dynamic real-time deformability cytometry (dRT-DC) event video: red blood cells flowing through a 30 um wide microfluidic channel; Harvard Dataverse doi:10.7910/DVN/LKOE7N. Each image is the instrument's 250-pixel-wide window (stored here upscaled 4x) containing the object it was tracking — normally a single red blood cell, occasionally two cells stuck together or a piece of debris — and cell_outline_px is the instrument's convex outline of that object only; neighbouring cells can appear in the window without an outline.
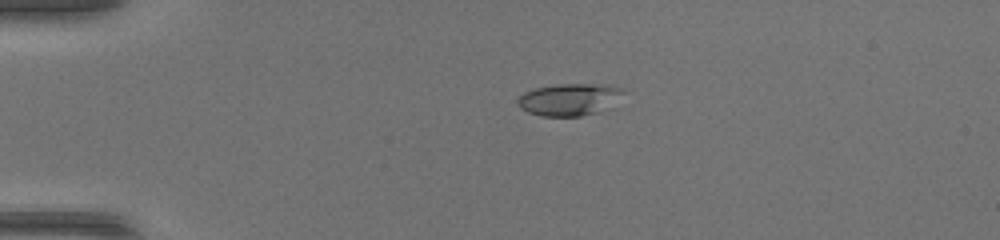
{"species": "common noctule bat (a hibernating species)", "species_latin": "Nyctalus noctula", "temperature_condition": "warm", "stored_images_in_passage": 37, "camera_frame_rate_fps": 3000, "um_per_image_px": 0.085, "animal": {"sex": "female", "body_mass_g": 17.0, "forearm_length_mm": 48.0}, "frame": {"image": 1, "passage_image": 1, "time_ms": 0.0, "image_size_px": [1000, 240], "cell_outline_px": [[624, 88], [616, 108], [600, 112], [580, 116], [540, 116], [528, 112], [520, 108], [516, 100], [524, 92], [536, 88], [556, 84], [608, 84]], "centroid_in_image_um": [48.48, 8.46], "position_along_channel_um": 36.5, "area_um2": 20.35}}
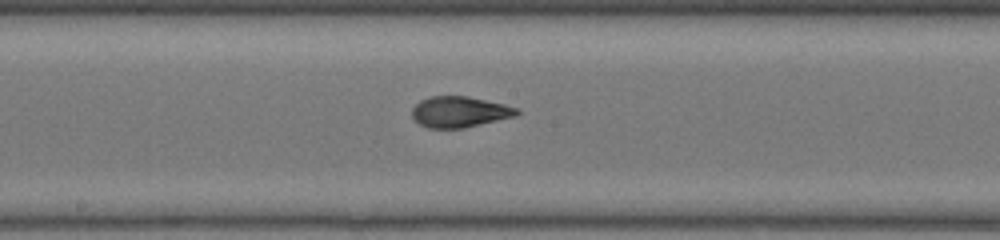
{"frame": {"image": 2, "passage_image": 16, "time_ms": 5.0, "image_size_px": [1000, 240], "cell_outline_px": [[520, 112], [516, 116], [464, 128], [428, 128], [420, 124], [412, 116], [412, 108], [420, 100], [432, 96], [468, 96], [504, 104], [516, 108]], "centroid_in_image_um": [39.06, 9.51], "position_along_channel_um": 209.1, "area_um2": 18.79}}
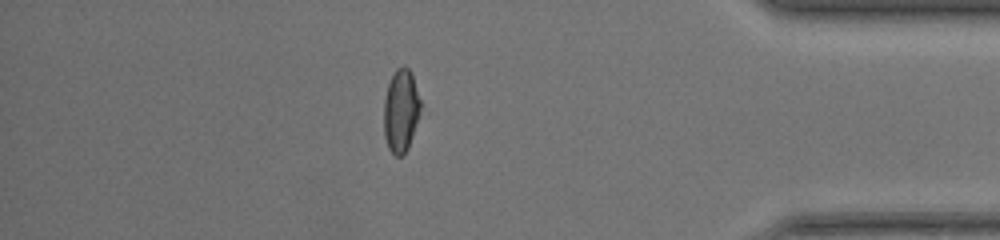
{"frame": {"image": 3, "passage_image": 31, "time_ms": 10.0, "image_size_px": [1000, 240], "cell_outline_px": [[428, 112], [408, 148], [400, 156], [396, 156], [388, 148], [384, 136], [384, 100], [388, 84], [396, 68], [404, 64], [412, 72]], "centroid_in_image_um": [34.22, 9.4], "position_along_channel_um": 401.0, "area_um2": 19.54}}